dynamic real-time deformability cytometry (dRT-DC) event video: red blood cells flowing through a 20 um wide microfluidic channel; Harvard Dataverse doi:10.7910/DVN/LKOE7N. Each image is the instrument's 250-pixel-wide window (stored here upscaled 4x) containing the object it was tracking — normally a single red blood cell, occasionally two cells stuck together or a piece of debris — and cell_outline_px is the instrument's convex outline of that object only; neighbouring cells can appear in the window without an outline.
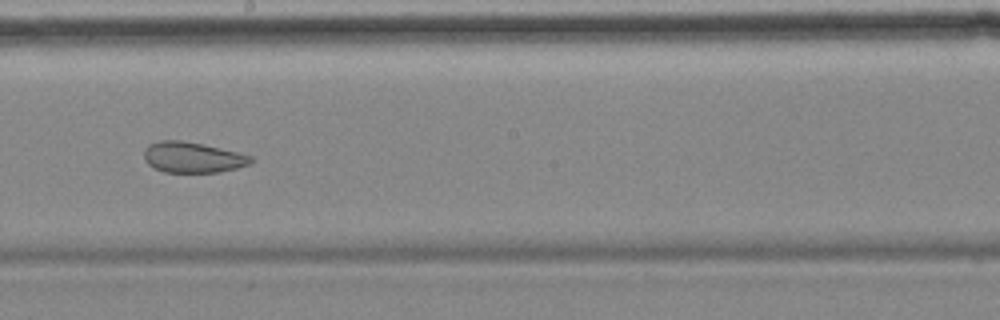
{"species": "common noctule bat (a hibernating species)", "species_latin": "Nyctalus noctula", "temperature_condition": "cold", "stored_images_in_passage": 12, "camera_frame_rate_fps": 3000, "um_per_image_px": 0.085, "animal": {"sex": "female", "body_mass_g": 18.4}, "frame": {"image": 1, "passage_image": 6, "time_ms": 6.0, "image_size_px": [1000, 320], "cell_outline_px": [[256, 160], [248, 164], [236, 168], [220, 172], [164, 172], [152, 168], [144, 160], [144, 148], [148, 144], [160, 140], [180, 140], [204, 144], [252, 156]], "centroid_in_image_um": [16.34, 13.37], "position_along_channel_um": 231.9, "area_um2": 19.25}}
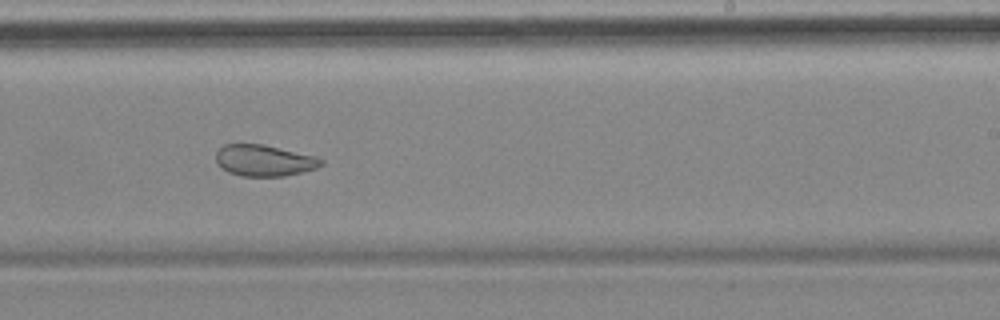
{"frame": {"image": 2, "passage_image": 7, "time_ms": 7.0, "image_size_px": [1000, 320], "cell_outline_px": [[324, 164], [316, 168], [284, 176], [240, 176], [228, 172], [216, 164], [216, 152], [224, 144], [264, 144], [316, 156], [324, 160]], "centroid_in_image_um": [22.45, 13.64], "position_along_channel_um": 266.6, "area_um2": 19.31}, "authors_computed_cell_mechanics": {"area_um2": 23.0333, "velocity_mm_per_s": 3.4962, "shape_relaxation_time_tau1_ms": null, "shape_relaxation_time_tau2_ms": 2.0683, "deformation_change_tau1": null, "deformation_change_tau2": 0.0564}}